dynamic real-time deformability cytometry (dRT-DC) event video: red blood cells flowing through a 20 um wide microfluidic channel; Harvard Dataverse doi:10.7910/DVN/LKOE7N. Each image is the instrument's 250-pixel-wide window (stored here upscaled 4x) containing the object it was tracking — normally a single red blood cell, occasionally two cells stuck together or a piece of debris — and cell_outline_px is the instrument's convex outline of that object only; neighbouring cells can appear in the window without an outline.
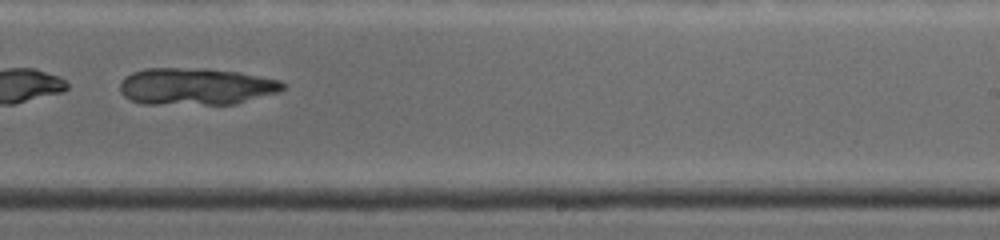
{"species": "common noctule bat (a hibernating species)", "species_latin": "Nyctalus noctula", "temperature_condition": "warm", "stored_images_in_passage": 38, "camera_frame_rate_fps": 4500, "um_per_image_px": 0.085, "animal": {"sex": "female", "body_mass_g": 19.0, "forearm_length_mm": 53.3}, "frame": {"image": 1, "passage_image": 17, "time_ms": 5.333, "image_size_px": [1000, 240], "cell_outline_px": [[284, 88], [280, 92], [236, 104], [144, 104], [132, 100], [124, 96], [120, 92], [120, 80], [124, 76], [132, 72], [144, 68], [204, 68], [236, 72], [280, 80], [284, 84]], "centroid_in_image_um": [16.62, 7.35], "position_along_channel_um": 272.4, "area_um2": 35.32}}